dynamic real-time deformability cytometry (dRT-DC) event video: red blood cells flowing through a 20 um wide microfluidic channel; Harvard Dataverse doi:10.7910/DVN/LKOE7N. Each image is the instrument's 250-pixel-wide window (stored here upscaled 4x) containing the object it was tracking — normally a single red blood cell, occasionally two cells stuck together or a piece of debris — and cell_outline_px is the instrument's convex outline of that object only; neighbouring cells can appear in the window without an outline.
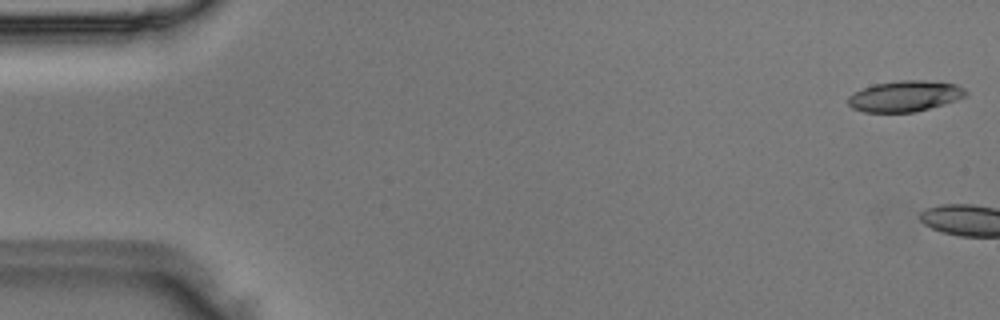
{"species": "Egyptian fruit bat (a non-hibernating species)", "species_latin": "Rousettus aegyptiacus", "temperature_condition": "room temperature", "stored_images_in_passage": 7, "camera_frame_rate_fps": 3000, "um_per_image_px": 0.085, "animal": {"sex": "male"}, "frame": {"image": 1, "passage_image": 1, "time_ms": 0.0, "image_size_px": [1000, 320], "cell_outline_px": [[968, 96], [944, 104], [912, 112], [864, 112], [852, 108], [848, 104], [848, 96], [852, 92], [872, 84], [900, 80], [924, 80], [956, 84], [964, 88], [968, 92]], "centroid_in_image_um": [76.9, 8.16], "position_along_channel_um": 8.1, "area_um2": 21.33}}